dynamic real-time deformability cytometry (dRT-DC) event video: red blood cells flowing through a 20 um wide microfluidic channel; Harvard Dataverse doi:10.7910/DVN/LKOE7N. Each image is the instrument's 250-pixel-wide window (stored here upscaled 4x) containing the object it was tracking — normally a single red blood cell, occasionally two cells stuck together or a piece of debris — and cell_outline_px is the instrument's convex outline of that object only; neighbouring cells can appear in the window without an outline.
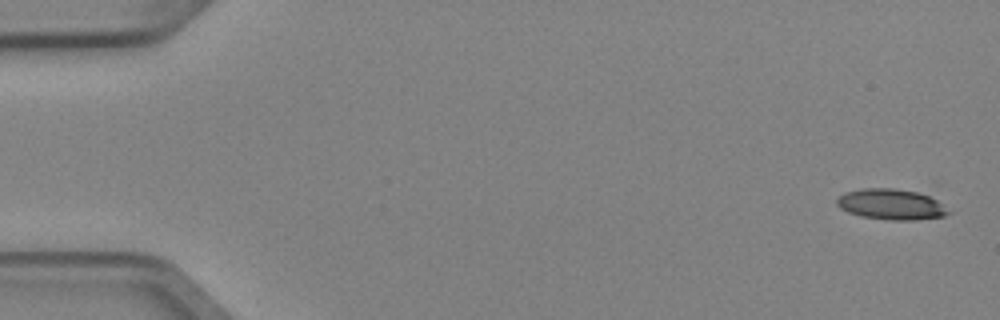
{"species": "Egyptian fruit bat (a non-hibernating species)", "species_latin": "Rousettus aegyptiacus", "temperature_condition": "cold", "stored_images_in_passage": 8, "camera_frame_rate_fps": 3000, "um_per_image_px": 0.085, "animal": {"sex": "female"}, "frame": {"image": 1, "passage_image": 1, "time_ms": 0.0, "image_size_px": [1000, 320], "cell_outline_px": [[952, 212], [944, 216], [916, 220], [892, 220], [860, 216], [848, 212], [840, 208], [836, 204], [836, 200], [844, 192], [860, 188], [892, 188], [916, 192], [928, 196], [936, 200]], "centroid_in_image_um": [75.72, 17.37], "position_along_channel_um": 9.3, "area_um2": 19.88}}
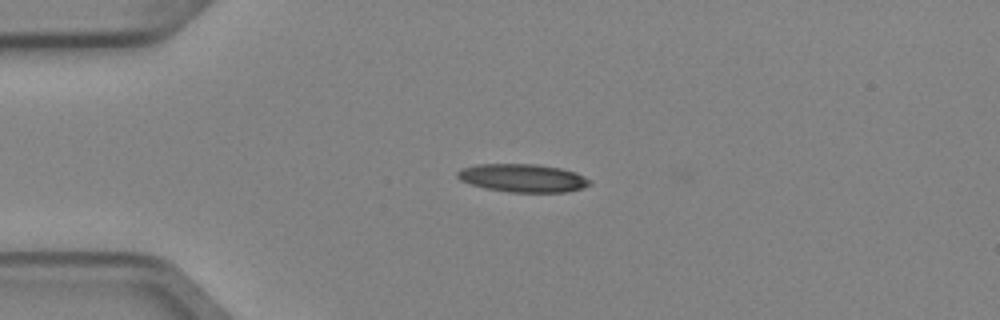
{"frame": {"image": 2, "passage_image": 4, "time_ms": 1.0, "image_size_px": [1000, 320], "cell_outline_px": [[592, 184], [584, 188], [568, 192], [508, 192], [484, 188], [460, 180], [456, 176], [456, 172], [460, 168], [476, 164], [536, 164], [560, 168], [576, 172], [592, 180]], "centroid_in_image_um": [44.45, 15.13], "position_along_channel_um": 40.5, "area_um2": 21.96}}
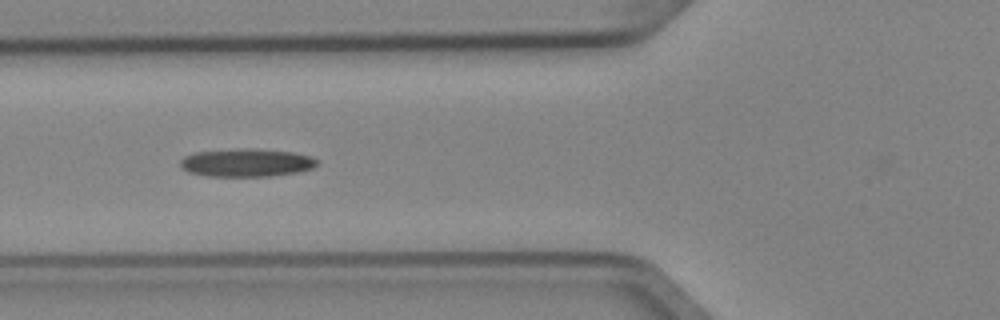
{"frame": {"image": 3, "passage_image": 6, "time_ms": 1.667, "image_size_px": [1000, 320], "cell_outline_px": [[316, 164], [312, 168], [296, 172], [268, 176], [208, 176], [188, 172], [180, 164], [180, 160], [184, 156], [196, 152], [236, 148], [256, 148], [292, 152], [308, 156], [316, 160]], "centroid_in_image_um": [20.9, 13.81], "position_along_channel_um": 104.9, "area_um2": 22.2}}